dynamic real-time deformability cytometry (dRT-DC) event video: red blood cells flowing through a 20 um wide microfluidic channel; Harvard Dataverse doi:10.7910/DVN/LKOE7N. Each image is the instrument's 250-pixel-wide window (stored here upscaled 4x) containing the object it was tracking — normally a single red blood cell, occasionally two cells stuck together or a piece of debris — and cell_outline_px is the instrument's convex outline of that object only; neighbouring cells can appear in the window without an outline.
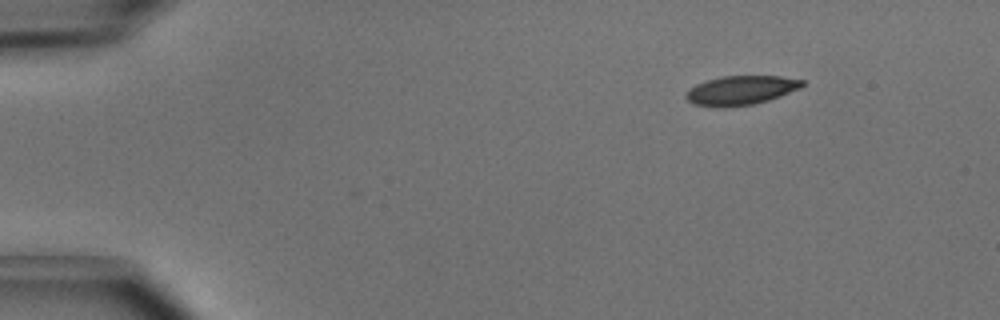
{"species": "common noctule bat (a hibernating species)", "species_latin": "Nyctalus noctula", "temperature_condition": "cold", "stored_images_in_passage": 4, "segment_of_instrument_passage": [1, 2], "camera_frame_rate_fps": 3000, "um_per_image_px": 0.085, "animal": {"sex": "male", "body_mass_g": 15.6}, "frame": {"image": 1, "passage_image": 1, "time_ms": 0.0, "image_size_px": [1000, 320], "cell_outline_px": [[804, 84], [800, 88], [780, 96], [768, 100], [752, 104], [724, 108], [720, 108], [692, 104], [684, 96], [684, 92], [688, 88], [696, 84], [720, 76], [780, 76], [804, 80]], "centroid_in_image_um": [62.92, 7.68], "position_along_channel_um": 22.1, "area_um2": 19.94}}